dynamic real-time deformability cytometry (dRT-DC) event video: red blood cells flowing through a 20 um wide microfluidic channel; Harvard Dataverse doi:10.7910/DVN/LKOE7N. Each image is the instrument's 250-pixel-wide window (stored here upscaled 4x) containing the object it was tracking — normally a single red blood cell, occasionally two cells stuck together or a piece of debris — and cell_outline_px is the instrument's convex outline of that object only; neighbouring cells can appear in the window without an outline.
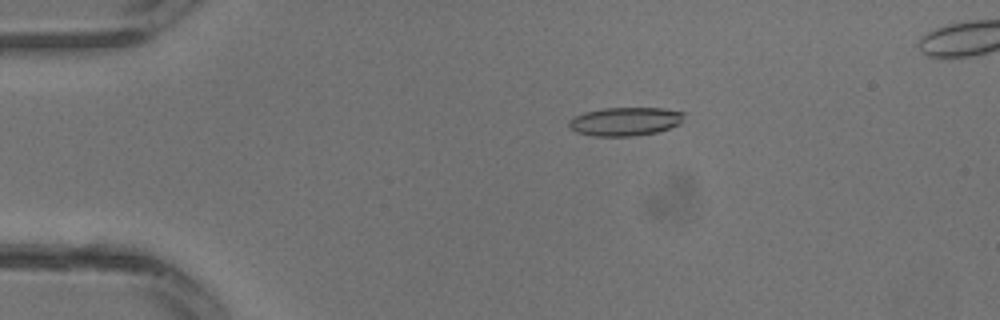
{"species": "common noctule bat (a hibernating species)", "species_latin": "Nyctalus noctula", "temperature_condition": "warm", "stored_images_in_passage": 33, "segment_of_instrument_passage": [1, 2], "camera_frame_rate_fps": 3000, "um_per_image_px": 0.085, "animal": {"sex": "male", "body_mass_g": 13.3}, "frame": {"image": 1, "passage_image": 7, "time_ms": 2.0, "image_size_px": [1000, 320], "cell_outline_px": [[688, 112], [680, 124], [656, 132], [636, 136], [592, 136], [576, 132], [568, 124], [568, 120], [572, 116], [584, 112], [604, 108], [664, 108]], "centroid_in_image_um": [53.16, 10.31], "position_along_channel_um": 31.8, "area_um2": 19.42}}
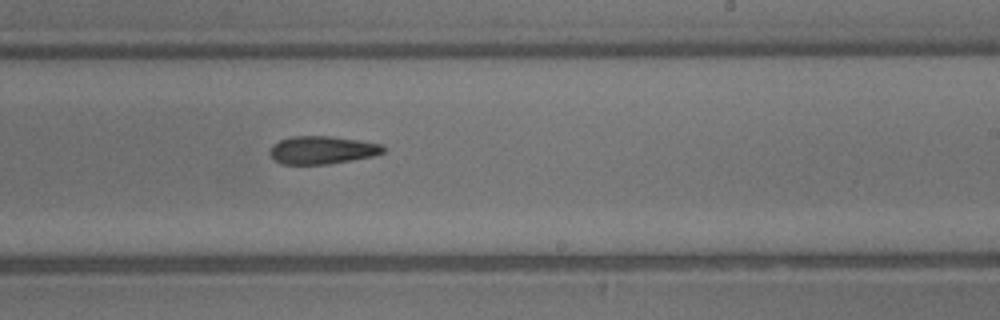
{"frame": {"image": 2, "passage_image": 20, "time_ms": 6.333, "image_size_px": [1000, 320], "cell_outline_px": [[384, 152], [372, 156], [352, 160], [328, 164], [280, 164], [272, 160], [268, 152], [272, 144], [280, 140], [292, 136], [332, 136], [360, 140], [384, 144]], "centroid_in_image_um": [27.35, 12.75], "position_along_channel_um": 261.7, "area_um2": 18.73}}
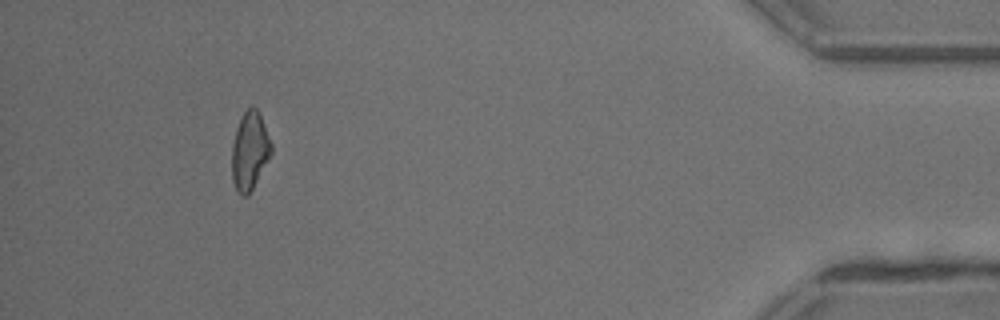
{"frame": {"image": 3, "passage_image": 30, "time_ms": 9.667, "image_size_px": [1000, 320], "cell_outline_px": [[272, 152], [268, 160], [248, 196], [240, 196], [236, 192], [232, 180], [232, 144], [236, 128], [244, 112], [252, 104], [256, 108], [260, 116], [272, 144]], "centroid_in_image_um": [21.21, 12.86], "position_along_channel_um": 414.0, "area_um2": 17.86}}